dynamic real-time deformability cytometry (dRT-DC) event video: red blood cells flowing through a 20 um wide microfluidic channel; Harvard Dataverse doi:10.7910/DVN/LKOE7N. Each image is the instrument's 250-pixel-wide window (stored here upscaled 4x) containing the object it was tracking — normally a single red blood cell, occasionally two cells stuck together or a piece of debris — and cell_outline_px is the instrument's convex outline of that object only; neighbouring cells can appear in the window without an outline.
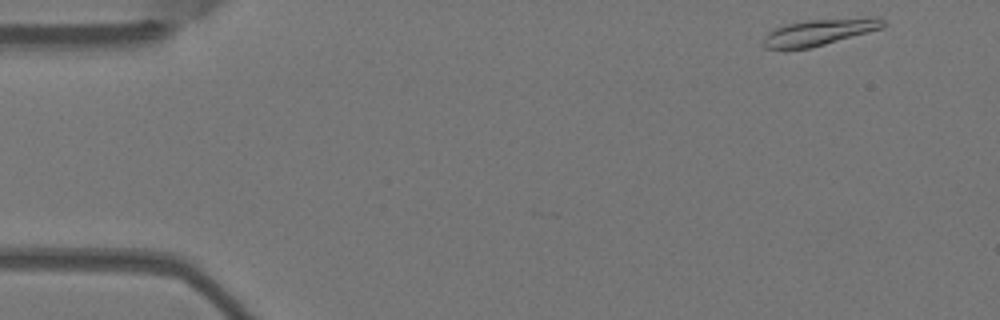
{"species": "Egyptian fruit bat (a non-hibernating species)", "species_latin": "Rousettus aegyptiacus", "temperature_condition": "warm", "stored_images_in_passage": 7, "camera_frame_rate_fps": 3000, "um_per_image_px": 0.085, "animal": {"sex": "female"}, "frame": {"image": 1, "passage_image": 1, "time_ms": 0.0, "image_size_px": [1000, 320], "cell_outline_px": [[884, 28], [824, 44], [808, 48], [764, 48], [764, 36], [772, 28], [784, 24], [804, 20], [884, 20]], "centroid_in_image_um": [69.47, 2.77], "position_along_channel_um": 15.5, "area_um2": 17.34}}
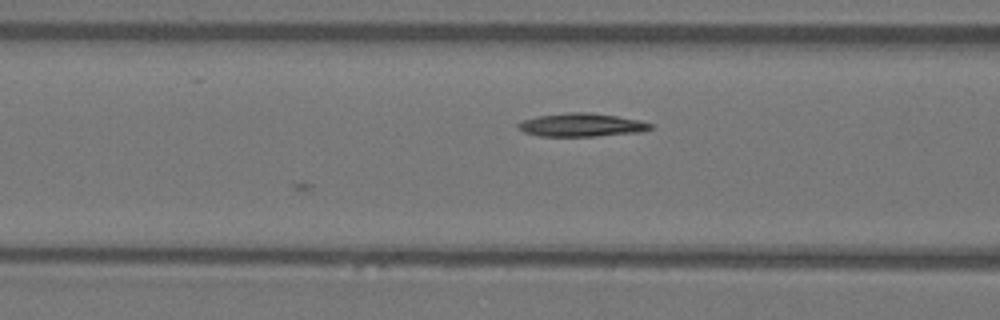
{"frame": {"image": 2, "passage_image": 6, "time_ms": 1.667, "image_size_px": [1000, 320], "cell_outline_px": [[652, 128], [640, 132], [596, 136], [540, 136], [524, 132], [516, 128], [516, 124], [524, 120], [536, 116], [568, 112], [588, 112], [616, 116], [640, 120], [652, 124]], "centroid_in_image_um": [49.4, 10.62], "position_along_channel_um": 117.2, "area_um2": 17.98}}
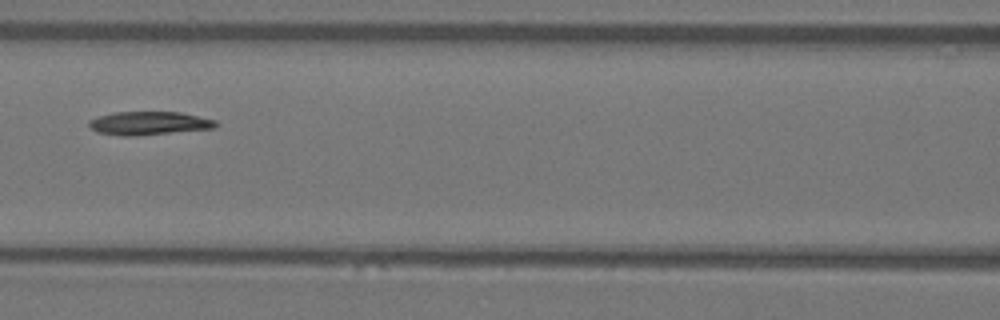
{"frame": {"image": 3, "passage_image": 7, "time_ms": 2.0, "image_size_px": [1000, 320], "cell_outline_px": [[220, 124], [212, 128], [132, 136], [120, 136], [96, 132], [88, 124], [88, 120], [100, 116], [116, 112], [180, 112], [216, 120]], "centroid_in_image_um": [12.64, 10.47], "position_along_channel_um": 154.0, "area_um2": 17.11}}